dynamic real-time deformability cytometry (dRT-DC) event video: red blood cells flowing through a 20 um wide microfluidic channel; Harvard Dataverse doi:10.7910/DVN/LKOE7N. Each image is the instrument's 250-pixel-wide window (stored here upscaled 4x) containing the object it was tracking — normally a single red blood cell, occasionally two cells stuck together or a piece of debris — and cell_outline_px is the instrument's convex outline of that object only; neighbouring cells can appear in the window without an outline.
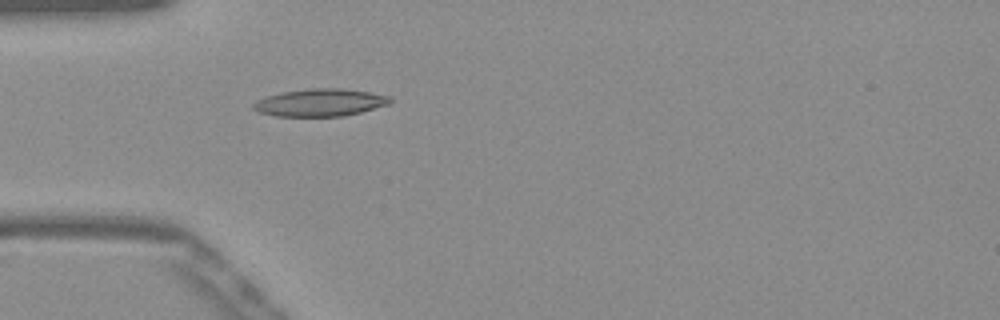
{"species": "Egyptian fruit bat (a non-hibernating species)", "species_latin": "Rousettus aegyptiacus", "temperature_condition": "warm", "stored_images_in_passage": 37, "camera_frame_rate_fps": 3000, "um_per_image_px": 0.085, "frame": {"image": 1, "passage_image": 1, "time_ms": 0.0, "image_size_px": [1000, 320], "cell_outline_px": [[392, 100], [388, 104], [360, 112], [344, 116], [276, 116], [260, 112], [252, 108], [252, 104], [256, 100], [268, 96], [284, 92], [308, 88], [340, 88], [368, 92], [392, 96]], "centroid_in_image_um": [27.21, 8.71], "position_along_channel_um": 57.8, "area_um2": 21.73}}
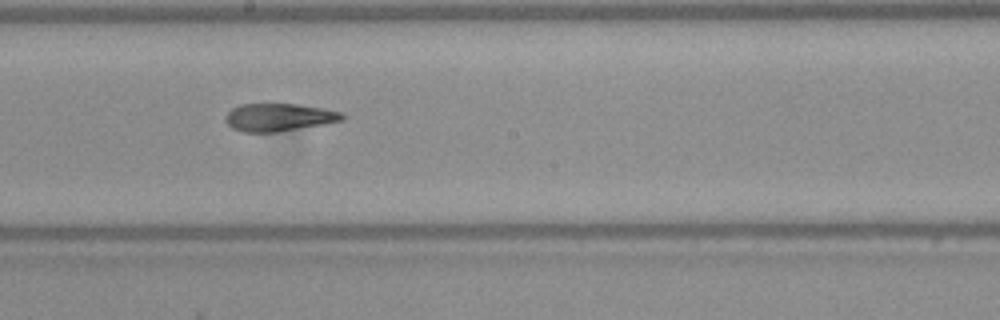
{"frame": {"image": 2, "passage_image": 14, "time_ms": 4.333, "image_size_px": [1000, 320], "cell_outline_px": [[344, 120], [324, 124], [276, 132], [240, 132], [232, 128], [228, 124], [228, 112], [232, 108], [240, 104], [300, 104], [324, 108], [340, 112], [344, 116]], "centroid_in_image_um": [23.73, 9.97], "position_along_channel_um": 224.5, "area_um2": 18.73}}
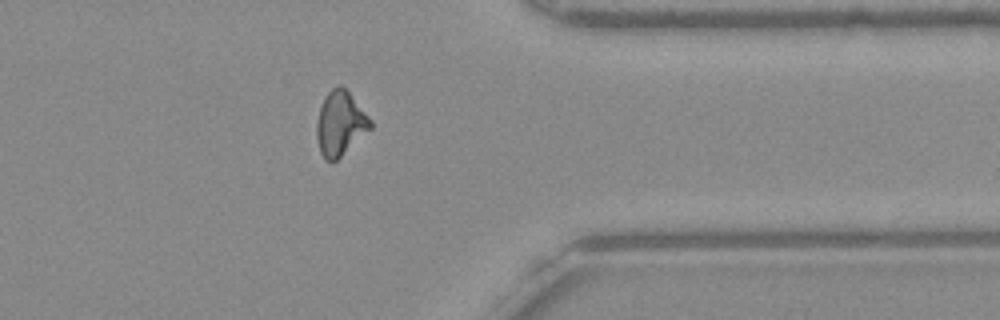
{"frame": {"image": 3, "passage_image": 27, "time_ms": 8.667, "image_size_px": [1000, 320], "cell_outline_px": [[372, 128], [332, 164], [324, 160], [320, 152], [316, 136], [316, 124], [320, 108], [324, 96], [336, 84], [340, 84], [348, 92], [372, 120]], "centroid_in_image_um": [28.9, 10.52], "position_along_channel_um": 382.5, "area_um2": 20.23}, "authors_computed_cell_mechanics": {"area_um2": 19.652, "velocity_mm_per_s": 3.9048, "shape_relaxation_time_tau1_ms": null, "shape_relaxation_time_tau2_ms": 1.3641, "deformation_change_tau1": null, "deformation_change_tau2": 0.0918}}